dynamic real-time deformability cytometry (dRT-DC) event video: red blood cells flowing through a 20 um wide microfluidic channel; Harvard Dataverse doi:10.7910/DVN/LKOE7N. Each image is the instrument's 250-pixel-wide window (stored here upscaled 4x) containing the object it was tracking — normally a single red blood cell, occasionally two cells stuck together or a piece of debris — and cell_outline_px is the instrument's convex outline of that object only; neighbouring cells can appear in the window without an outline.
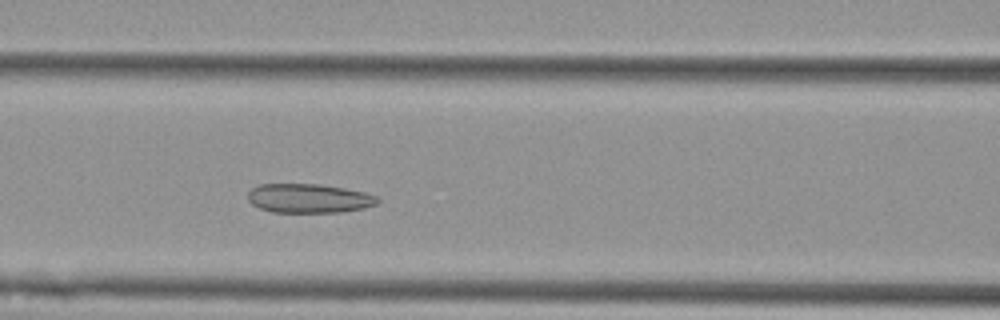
{"species": "Egyptian fruit bat (a non-hibernating species)", "species_latin": "Rousettus aegyptiacus", "temperature_condition": "cold", "stored_images_in_passage": 4, "camera_frame_rate_fps": 3000, "um_per_image_px": 0.085, "animal": {"sex": "female"}, "frame": {"image": 1, "passage_image": 4, "time_ms": 1.0, "image_size_px": [1000, 320], "cell_outline_px": [[380, 200], [376, 204], [364, 208], [340, 212], [272, 212], [260, 208], [252, 204], [248, 200], [248, 192], [252, 188], [260, 184], [320, 184], [344, 188], [364, 192], [376, 196]], "centroid_in_image_um": [26.24, 16.86], "position_along_channel_um": 140.4, "area_um2": 21.96}}